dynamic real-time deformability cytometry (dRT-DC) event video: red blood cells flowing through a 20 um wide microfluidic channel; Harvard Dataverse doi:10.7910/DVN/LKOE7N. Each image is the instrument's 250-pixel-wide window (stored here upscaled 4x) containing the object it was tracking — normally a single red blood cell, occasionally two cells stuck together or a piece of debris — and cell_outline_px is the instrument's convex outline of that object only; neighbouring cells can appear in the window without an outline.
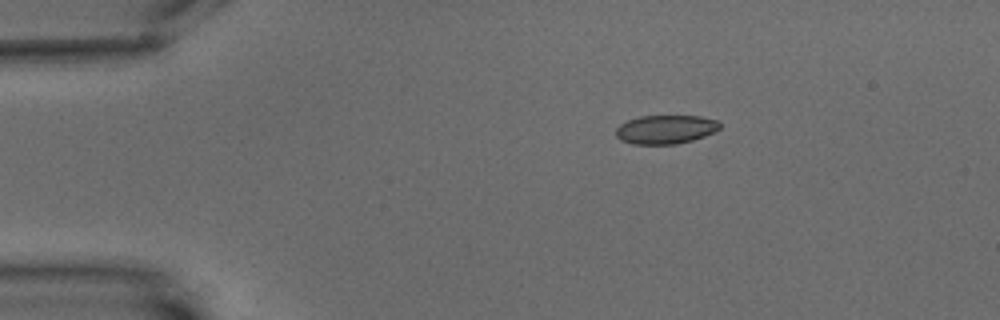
{"species": "common noctule bat (a hibernating species)", "species_latin": "Nyctalus noctula", "temperature_condition": "warm", "stored_images_in_passage": 3, "camera_frame_rate_fps": 3000, "um_per_image_px": 0.085, "animal": {"sex": "male", "body_mass_g": 15.6}, "frame": {"image": 1, "passage_image": 1, "time_ms": 0.0, "image_size_px": [1000, 320], "cell_outline_px": [[720, 128], [704, 136], [692, 140], [676, 144], [632, 144], [620, 140], [616, 136], [616, 128], [620, 124], [628, 120], [640, 116], [700, 116], [716, 120], [720, 124]], "centroid_in_image_um": [56.54, 11.0], "position_along_channel_um": 28.5, "area_um2": 17.34}}